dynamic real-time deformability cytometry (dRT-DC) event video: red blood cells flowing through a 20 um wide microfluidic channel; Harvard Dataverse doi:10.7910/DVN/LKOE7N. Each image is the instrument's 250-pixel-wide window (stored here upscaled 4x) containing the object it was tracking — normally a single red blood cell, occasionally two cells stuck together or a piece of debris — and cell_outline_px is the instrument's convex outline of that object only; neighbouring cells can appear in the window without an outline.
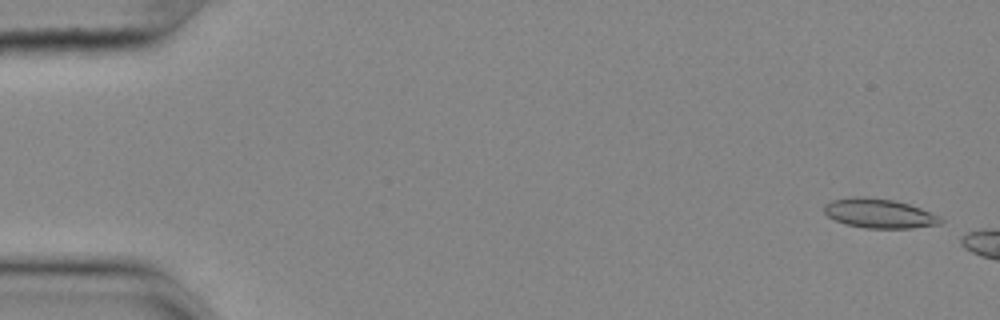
{"species": "common noctule bat (a hibernating species)", "species_latin": "Nyctalus noctula", "temperature_condition": "cold", "stored_images_in_passage": 15, "camera_frame_rate_fps": 3000, "um_per_image_px": 0.085, "animal": {"sex": "female", "body_mass_g": 25.1}, "frame": {"image": 1, "passage_image": 2, "time_ms": 0.333, "image_size_px": [1000, 320], "cell_outline_px": [[944, 220], [940, 224], [912, 228], [864, 228], [844, 224], [828, 216], [824, 212], [824, 204], [832, 200], [852, 196], [864, 196], [896, 200], [920, 208], [940, 216]], "centroid_in_image_um": [74.72, 18.13], "position_along_channel_um": 10.3, "area_um2": 20.11}}